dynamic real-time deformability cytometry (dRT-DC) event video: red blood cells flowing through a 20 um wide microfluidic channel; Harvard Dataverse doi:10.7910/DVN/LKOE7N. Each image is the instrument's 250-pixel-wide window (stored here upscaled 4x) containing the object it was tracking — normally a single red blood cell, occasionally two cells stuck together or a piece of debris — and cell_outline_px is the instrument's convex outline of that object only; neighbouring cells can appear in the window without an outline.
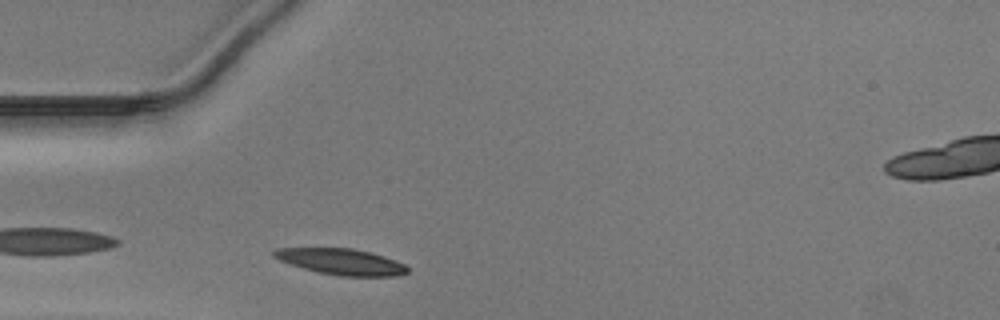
{"species": "Egyptian fruit bat (a non-hibernating species)", "species_latin": "Rousettus aegyptiacus", "temperature_condition": "warm", "stored_images_in_passage": 24, "camera_frame_rate_fps": 3000, "um_per_image_px": 0.085, "animal": {"sex": "male"}, "frame": {"image": 1, "passage_image": 2, "time_ms": 0.333, "image_size_px": [1000, 320], "cell_outline_px": [[408, 272], [400, 276], [340, 276], [316, 272], [280, 260], [272, 256], [272, 252], [276, 248], [352, 248], [384, 256], [396, 260], [404, 264], [408, 268]], "centroid_in_image_um": [29.02, 22.25], "position_along_channel_um": 56.0, "area_um2": 20.23}}
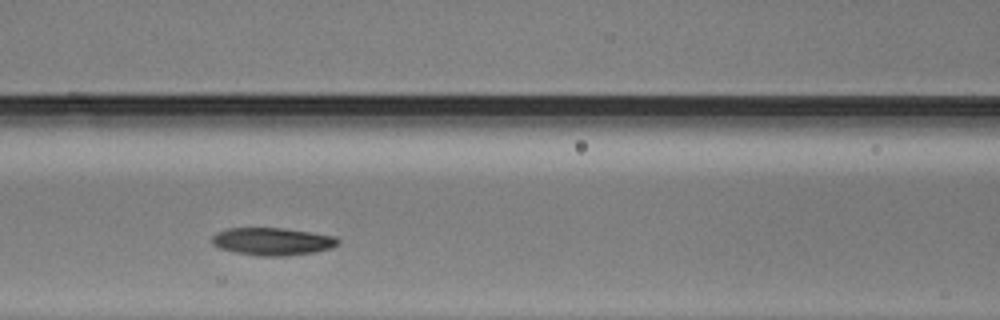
{"frame": {"image": 2, "passage_image": 9, "time_ms": 2.667, "image_size_px": [1000, 320], "cell_outline_px": [[340, 244], [332, 248], [316, 252], [288, 256], [260, 256], [236, 252], [220, 248], [212, 244], [212, 236], [216, 232], [228, 228], [284, 228], [336, 236], [340, 240]], "centroid_in_image_um": [23.2, 20.52], "position_along_channel_um": 143.4, "area_um2": 20.46}}
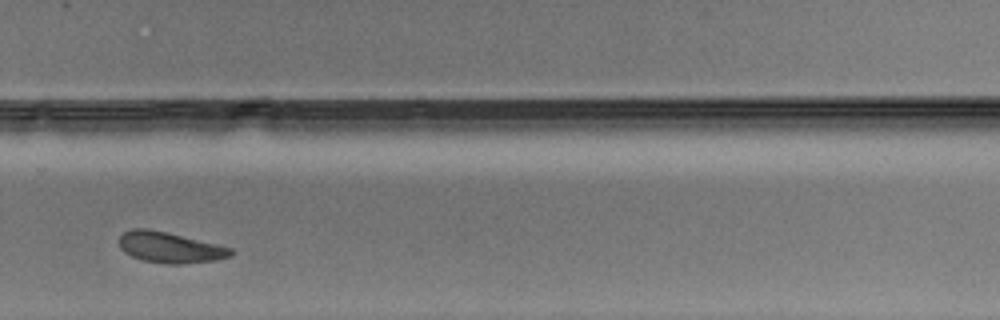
{"frame": {"image": 3, "passage_image": 22, "time_ms": 7.0, "image_size_px": [1000, 320], "cell_outline_px": [[236, 252], [232, 256], [216, 260], [180, 264], [168, 264], [140, 260], [124, 252], [120, 248], [120, 236], [124, 232], [132, 228], [148, 228], [216, 244], [232, 248]], "centroid_in_image_um": [14.45, 21.04], "position_along_channel_um": 315.4, "area_um2": 20.0}}